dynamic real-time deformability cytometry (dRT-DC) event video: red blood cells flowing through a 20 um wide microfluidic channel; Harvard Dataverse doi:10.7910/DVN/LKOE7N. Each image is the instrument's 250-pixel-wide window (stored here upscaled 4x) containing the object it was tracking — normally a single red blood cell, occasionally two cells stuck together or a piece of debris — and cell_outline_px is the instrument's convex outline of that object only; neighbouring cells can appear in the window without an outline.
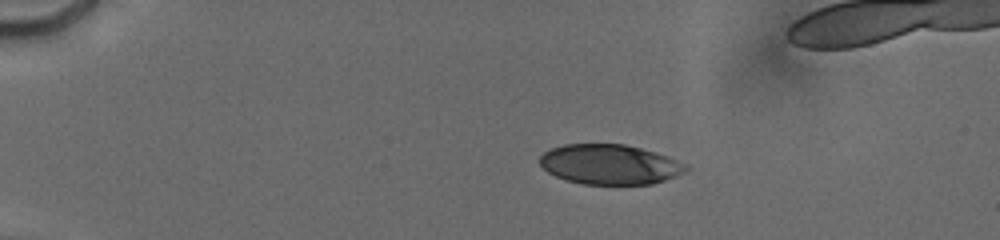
{"species": "human", "species_latin": "Homo sapiens", "temperature_condition": "cold", "stored_images_in_passage": 64, "camera_frame_rate_fps": 3000, "um_per_image_px": 0.085, "donor": {"sex": "male"}, "frame": {"image": 1, "passage_image": 18, "time_ms": 4.0, "image_size_px": [1000, 240], "cell_outline_px": [[688, 168], [684, 172], [676, 176], [652, 184], [584, 184], [564, 180], [548, 172], [540, 164], [540, 156], [544, 152], [552, 148], [564, 144], [624, 144], [656, 152], [668, 156], [688, 164]], "centroid_in_image_um": [51.84, 13.97], "position_along_channel_um": 33.2, "area_um2": 34.04}}
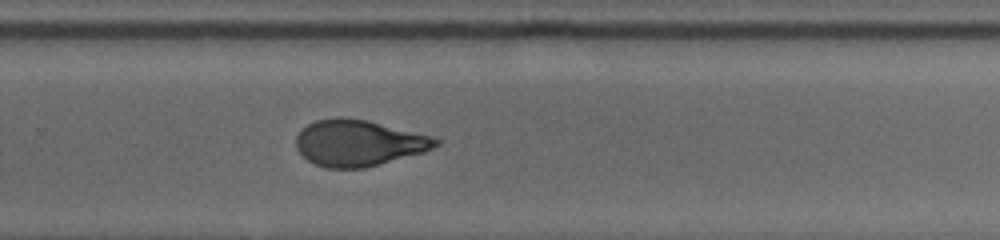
{"frame": {"image": 2, "passage_image": 41, "time_ms": 13.0, "image_size_px": [1000, 240], "cell_outline_px": [[444, 140], [440, 144], [424, 152], [364, 168], [328, 168], [316, 164], [308, 160], [296, 148], [296, 136], [308, 124], [316, 120], [340, 116], [368, 120], [432, 136]], "centroid_in_image_um": [30.51, 12.14], "position_along_channel_um": 299.3, "area_um2": 37.57}}
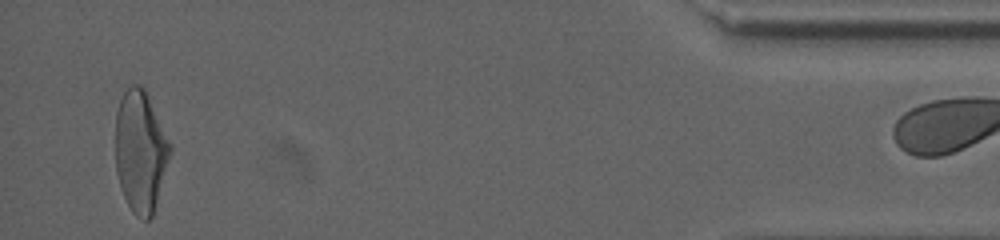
{"frame": {"image": 3, "passage_image": 62, "time_ms": 18.0, "image_size_px": [1000, 240], "cell_outline_px": [[172, 152], [152, 216], [148, 220], [144, 220], [136, 216], [132, 212], [120, 188], [116, 172], [116, 112], [120, 100], [124, 92], [132, 84], [140, 84], [144, 88], [172, 148]], "centroid_in_image_um": [11.93, 12.89], "position_along_channel_um": 423.3, "area_um2": 38.44}}